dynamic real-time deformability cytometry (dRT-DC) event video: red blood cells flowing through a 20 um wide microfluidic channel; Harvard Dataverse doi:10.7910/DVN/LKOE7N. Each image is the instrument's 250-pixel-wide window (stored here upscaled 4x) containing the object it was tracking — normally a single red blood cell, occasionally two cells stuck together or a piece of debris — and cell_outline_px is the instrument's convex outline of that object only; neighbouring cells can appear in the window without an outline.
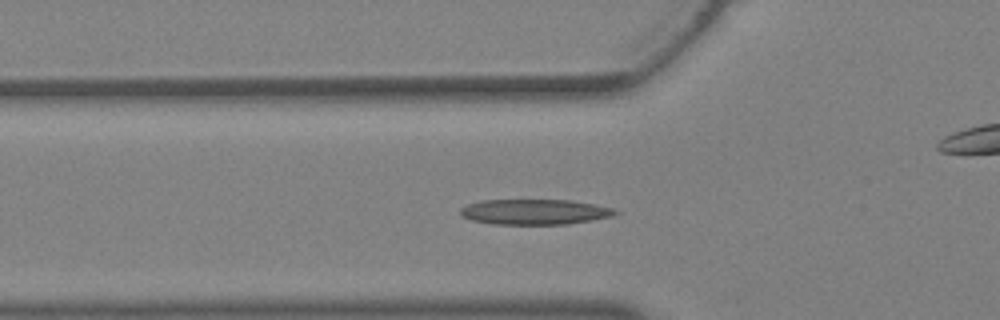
{"species": "Egyptian fruit bat (a non-hibernating species)", "species_latin": "Rousettus aegyptiacus", "temperature_condition": "warm", "stored_images_in_passage": 30, "camera_frame_rate_fps": 3000, "um_per_image_px": 0.085, "animal": {"sex": "female"}, "frame": {"image": 1, "passage_image": 5, "time_ms": 1.333, "image_size_px": [1000, 320], "cell_outline_px": [[620, 212], [608, 216], [592, 220], [564, 224], [492, 224], [472, 220], [464, 216], [460, 212], [460, 208], [468, 204], [480, 200], [568, 200], [616, 208]], "centroid_in_image_um": [45.43, 18.0], "position_along_channel_um": 80.4, "area_um2": 22.66}}
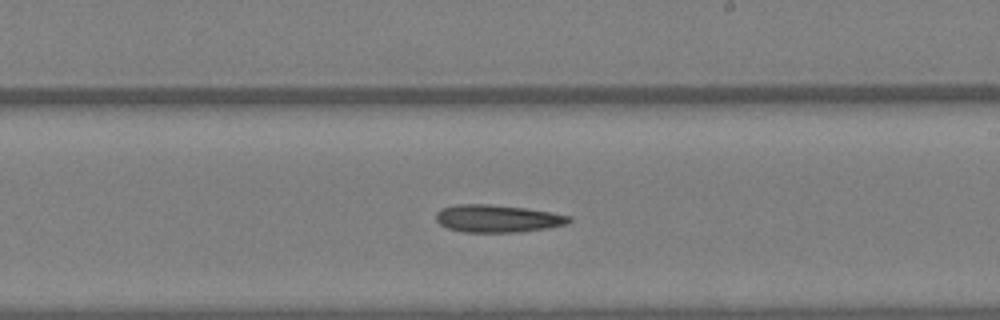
{"frame": {"image": 2, "passage_image": 14, "time_ms": 4.333, "image_size_px": [1000, 320], "cell_outline_px": [[572, 220], [568, 224], [548, 228], [520, 232], [464, 232], [448, 228], [440, 224], [436, 220], [436, 212], [440, 208], [460, 204], [492, 204], [524, 208], [552, 212], [572, 216]], "centroid_in_image_um": [42.31, 18.57], "position_along_channel_um": 246.7, "area_um2": 21.5}}
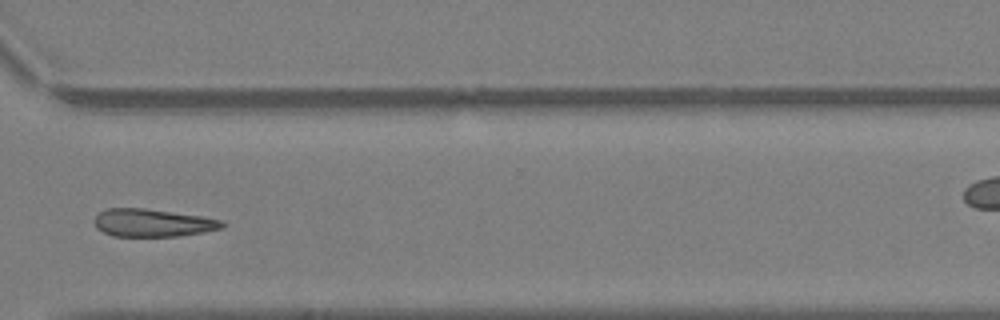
{"frame": {"image": 3, "passage_image": 20, "time_ms": 6.333, "image_size_px": [1000, 320], "cell_outline_px": [[228, 224], [220, 228], [204, 232], [180, 236], [112, 236], [96, 228], [92, 220], [104, 208], [144, 208], [204, 216], [224, 220]], "centroid_in_image_um": [12.99, 18.93], "position_along_channel_um": 357.6, "area_um2": 20.98}}